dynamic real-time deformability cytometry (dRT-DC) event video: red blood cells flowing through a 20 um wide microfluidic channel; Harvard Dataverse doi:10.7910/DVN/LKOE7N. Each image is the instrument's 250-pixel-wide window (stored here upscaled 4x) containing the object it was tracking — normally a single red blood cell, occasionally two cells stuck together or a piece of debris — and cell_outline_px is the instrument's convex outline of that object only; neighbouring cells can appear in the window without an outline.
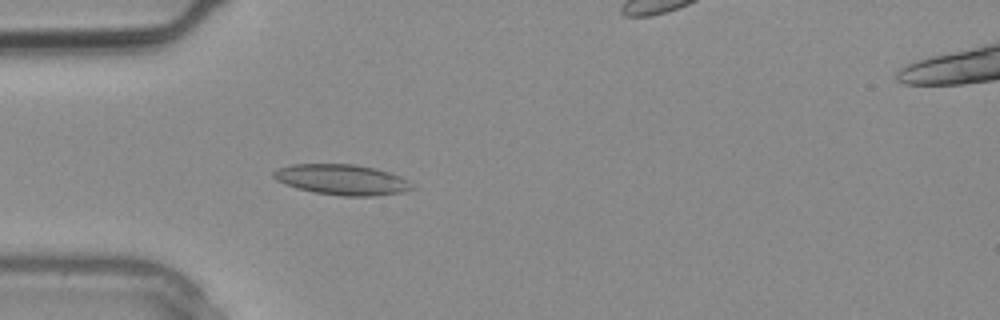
{"species": "common noctule bat (a hibernating species)", "species_latin": "Nyctalus noctula", "temperature_condition": "warm", "stored_images_in_passage": 4, "camera_frame_rate_fps": 3000, "um_per_image_px": 0.085, "animal": {"sex": "male", "body_mass_g": 20.4}, "frame": {"image": 1, "passage_image": 3, "time_ms": 0.667, "image_size_px": [1000, 320], "cell_outline_px": [[416, 188], [400, 192], [372, 196], [340, 196], [312, 192], [296, 188], [276, 180], [272, 176], [272, 172], [280, 168], [292, 164], [356, 164], [388, 172], [400, 176], [408, 180]], "centroid_in_image_um": [29.05, 15.27], "position_along_channel_um": 56.0, "area_um2": 24.57}}